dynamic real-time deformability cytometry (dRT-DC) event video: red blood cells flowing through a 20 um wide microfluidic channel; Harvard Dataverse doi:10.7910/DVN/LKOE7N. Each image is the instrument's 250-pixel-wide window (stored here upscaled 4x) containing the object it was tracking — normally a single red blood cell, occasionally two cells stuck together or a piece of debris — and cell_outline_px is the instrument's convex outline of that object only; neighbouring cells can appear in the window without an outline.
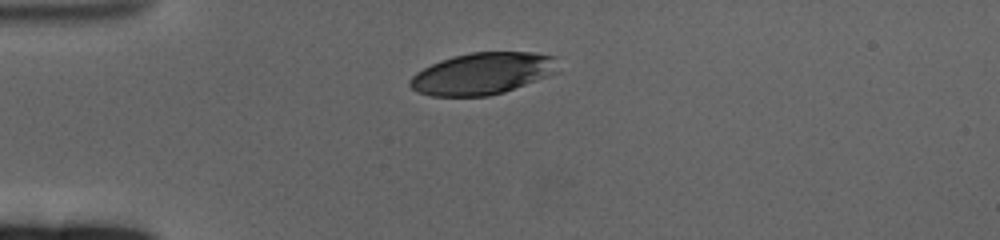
{"species": "human", "species_latin": "Homo sapiens", "temperature_condition": "cold", "stored_images_in_passage": 47, "camera_frame_rate_fps": 3000, "um_per_image_px": 0.085, "donor": {"sex": "female"}, "frame": {"image": 1, "passage_image": 1, "time_ms": 0.0, "image_size_px": [1000, 240], "cell_outline_px": [[560, 72], [504, 92], [488, 96], [432, 96], [416, 92], [408, 84], [408, 80], [416, 72], [440, 60], [452, 56], [472, 52], [536, 52], [556, 56]], "centroid_in_image_um": [41.04, 6.24], "position_along_channel_um": 44.0, "area_um2": 36.47}}
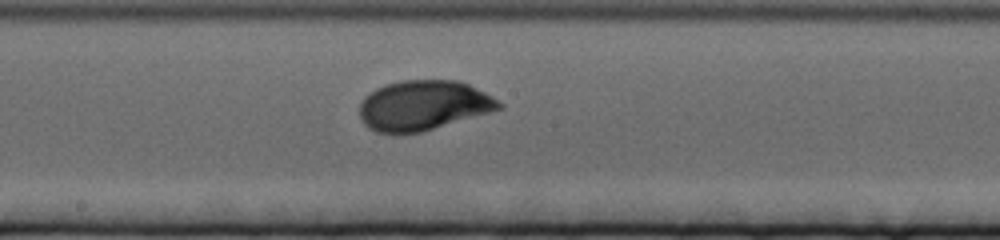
{"frame": {"image": 2, "passage_image": 19, "time_ms": 6.0, "image_size_px": [1000, 240], "cell_outline_px": [[504, 108], [420, 132], [376, 132], [368, 128], [360, 120], [360, 104], [364, 96], [376, 88], [400, 80], [460, 80], [492, 96], [504, 104]], "centroid_in_image_um": [35.98, 8.94], "position_along_channel_um": 212.2, "area_um2": 40.34}}
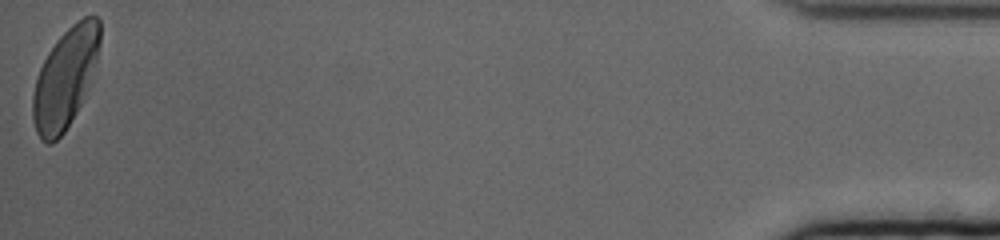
{"frame": {"image": 3, "passage_image": 47, "time_ms": 15.333, "image_size_px": [1000, 240], "cell_outline_px": [[100, 44], [96, 60], [80, 104], [76, 112], [64, 132], [52, 144], [48, 144], [40, 140], [36, 132], [32, 116], [32, 96], [36, 80], [40, 68], [48, 52], [56, 40], [72, 24], [84, 16], [96, 16], [100, 20]], "centroid_in_image_um": [5.51, 6.64], "position_along_channel_um": 429.7, "area_um2": 38.38}, "authors_computed_cell_mechanics": {"area_um2": 39.2462, "velocity_mm_per_s": 3.2576, "shape_relaxation_time_tau1_ms": 2.6199, "shape_relaxation_time_tau2_ms": null, "deformation_change_tau1": 0.1365, "deformation_change_tau2": null}}